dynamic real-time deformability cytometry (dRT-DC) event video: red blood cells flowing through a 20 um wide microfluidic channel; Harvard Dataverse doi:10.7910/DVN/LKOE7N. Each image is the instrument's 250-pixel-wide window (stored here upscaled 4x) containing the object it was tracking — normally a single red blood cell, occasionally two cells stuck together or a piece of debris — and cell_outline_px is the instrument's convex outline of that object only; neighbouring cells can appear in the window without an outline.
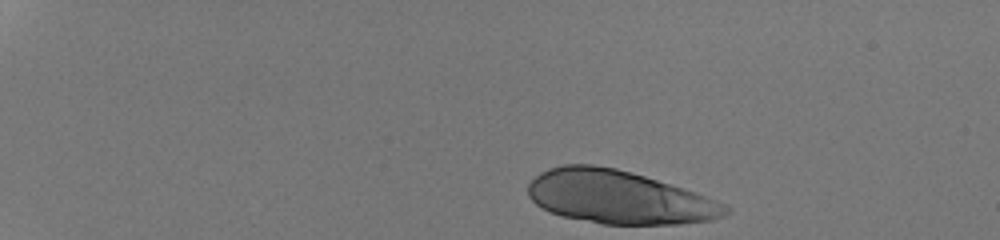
{"species": "human", "species_latin": "Homo sapiens", "temperature_condition": "room temperature", "stored_images_in_passage": 38, "camera_frame_rate_fps": 3000, "um_per_image_px": 0.085, "donor": {"sex": "male"}, "frame": {"image": 1, "passage_image": 1, "time_ms": 0.0, "image_size_px": [1000, 240], "cell_outline_px": [[732, 212], [724, 216], [712, 220], [680, 224], [604, 224], [564, 216], [548, 212], [540, 208], [528, 196], [528, 184], [540, 172], [548, 168], [564, 164], [592, 164], [616, 168], [632, 172], [696, 192], [728, 204], [732, 208]], "centroid_in_image_um": [52.63, 16.76], "position_along_channel_um": 32.4, "area_um2": 61.61}}
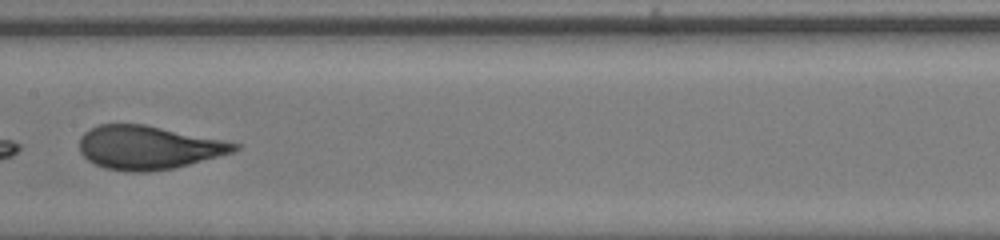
{"frame": {"image": 2, "passage_image": 22, "time_ms": 7.0, "image_size_px": [1000, 240], "cell_outline_px": [[240, 148], [236, 152], [172, 168], [148, 172], [128, 172], [104, 168], [88, 160], [80, 152], [80, 136], [84, 132], [100, 124], [144, 124], [240, 144]], "centroid_in_image_um": [12.59, 12.54], "position_along_channel_um": 194.8, "area_um2": 39.07}}
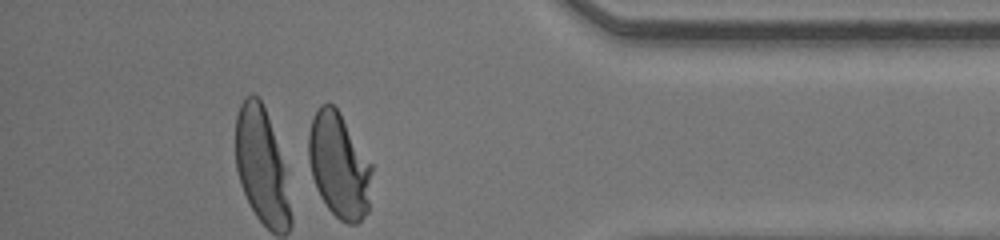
{"frame": {"image": 3, "passage_image": 38, "time_ms": 12.333, "image_size_px": [1000, 240], "cell_outline_px": [[372, 172], [368, 212], [356, 224], [348, 224], [340, 220], [328, 208], [320, 196], [316, 188], [312, 176], [308, 160], [308, 132], [316, 108], [320, 104], [332, 104], [340, 112], [372, 164]], "centroid_in_image_um": [28.81, 14.05], "position_along_channel_um": 406.4, "area_um2": 38.96}, "authors_computed_cell_mechanics": {"area_um2": 39.9687, "velocity_mm_per_s": 4.2786, "shape_relaxation_time_tau1_ms": 5.1158, "shape_relaxation_time_tau2_ms": null, "deformation_change_tau1": 0.2259, "deformation_change_tau2": null}}